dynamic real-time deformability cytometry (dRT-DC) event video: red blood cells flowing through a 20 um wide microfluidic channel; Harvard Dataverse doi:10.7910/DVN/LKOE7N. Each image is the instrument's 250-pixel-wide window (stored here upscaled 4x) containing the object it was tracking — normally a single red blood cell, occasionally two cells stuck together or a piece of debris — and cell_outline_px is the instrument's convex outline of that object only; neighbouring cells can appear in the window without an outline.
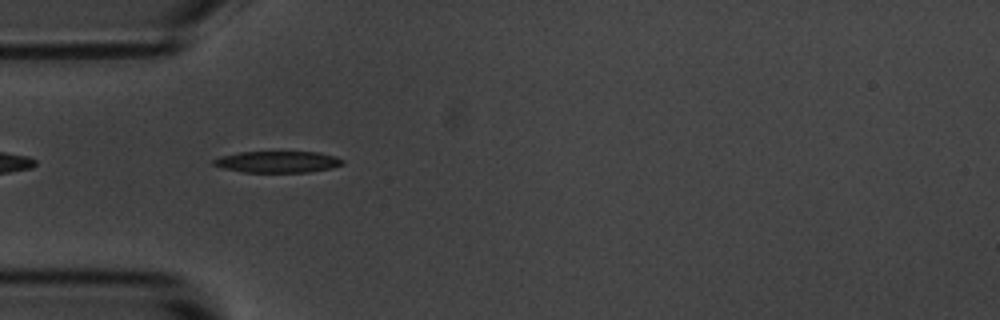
{"species": "common noctule bat (a hibernating species)", "species_latin": "Nyctalus noctula", "temperature_condition": "room temperature", "stored_images_in_passage": 4, "camera_frame_rate_fps": 3000, "um_per_image_px": 0.085, "animal": {"sex": "male", "body_mass_g": 20.1, "forearm_length_mm": 53.5}, "frame": {"image": 1, "passage_image": 3, "time_ms": 2.333, "image_size_px": [1000, 320], "cell_outline_px": [[344, 164], [332, 168], [308, 172], [244, 172], [224, 168], [212, 164], [212, 160], [220, 156], [240, 152], [316, 152], [336, 156], [344, 160]], "centroid_in_image_um": [23.62, 13.75], "position_along_channel_um": 61.4, "area_um2": 16.13}}